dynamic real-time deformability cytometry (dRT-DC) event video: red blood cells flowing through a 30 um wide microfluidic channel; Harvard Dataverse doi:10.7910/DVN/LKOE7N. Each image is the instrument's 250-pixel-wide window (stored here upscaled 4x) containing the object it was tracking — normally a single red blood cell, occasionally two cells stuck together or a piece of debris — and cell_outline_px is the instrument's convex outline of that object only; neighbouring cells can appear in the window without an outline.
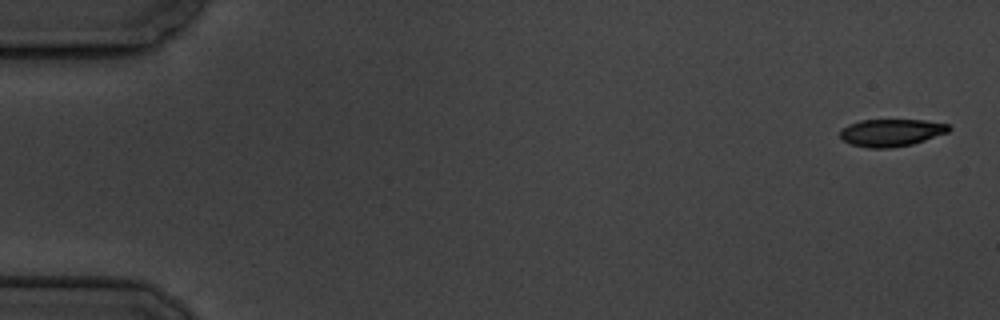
{"species": "common noctule bat (a hibernating species)", "species_latin": "Nyctalus noctula", "temperature_condition": "cold", "stored_images_in_passage": 7, "camera_frame_rate_fps": 3000, "um_per_image_px": 0.085, "animal": {"sex": "male", "body_mass_g": 19.5, "forearm_length_mm": 54.6}, "frame": {"image": 1, "passage_image": 1, "time_ms": 0.0, "image_size_px": [1000, 320], "cell_outline_px": [[952, 128], [948, 132], [912, 144], [888, 148], [868, 148], [852, 144], [844, 140], [840, 136], [840, 128], [848, 124], [860, 120], [924, 120], [948, 124]], "centroid_in_image_um": [75.74, 11.26], "position_along_channel_um": 9.3, "area_um2": 17.28}}
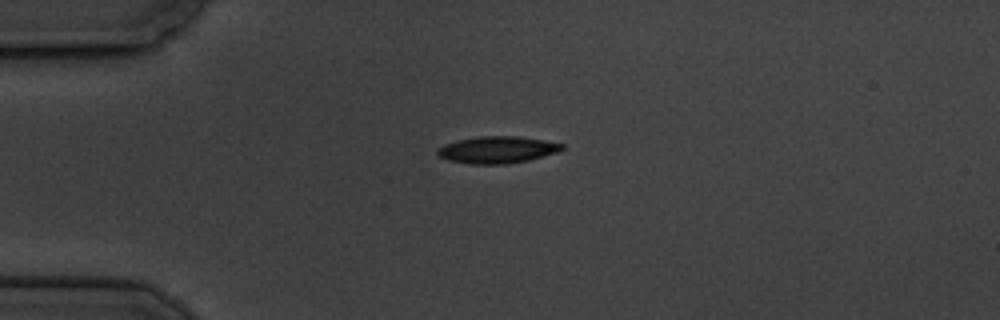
{"frame": {"image": 2, "passage_image": 5, "time_ms": 4.333, "image_size_px": [1000, 320], "cell_outline_px": [[564, 148], [556, 152], [528, 160], [504, 164], [468, 164], [448, 160], [440, 156], [436, 152], [444, 144], [456, 140], [480, 136], [516, 136], [544, 140], [564, 144]], "centroid_in_image_um": [42.25, 12.73], "position_along_channel_um": 42.8, "area_um2": 19.36}}
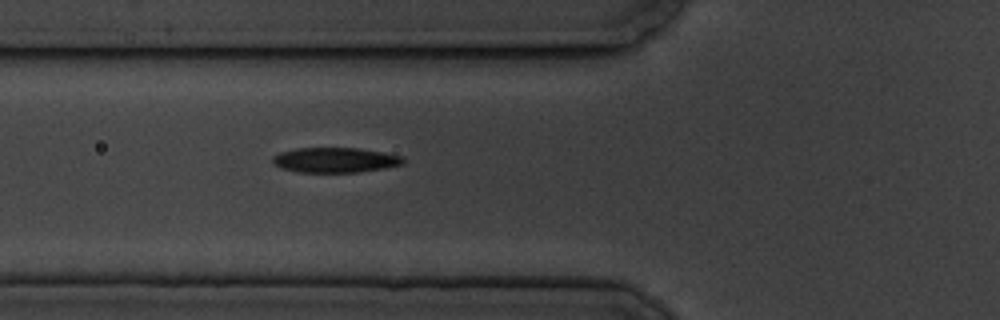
{"frame": {"image": 3, "passage_image": 7, "time_ms": 6.667, "image_size_px": [1000, 320], "cell_outline_px": [[404, 164], [384, 168], [356, 172], [296, 172], [280, 168], [272, 160], [272, 156], [280, 152], [296, 148], [356, 148], [384, 152], [404, 156]], "centroid_in_image_um": [28.49, 13.6], "position_along_channel_um": 97.3, "area_um2": 19.07}}